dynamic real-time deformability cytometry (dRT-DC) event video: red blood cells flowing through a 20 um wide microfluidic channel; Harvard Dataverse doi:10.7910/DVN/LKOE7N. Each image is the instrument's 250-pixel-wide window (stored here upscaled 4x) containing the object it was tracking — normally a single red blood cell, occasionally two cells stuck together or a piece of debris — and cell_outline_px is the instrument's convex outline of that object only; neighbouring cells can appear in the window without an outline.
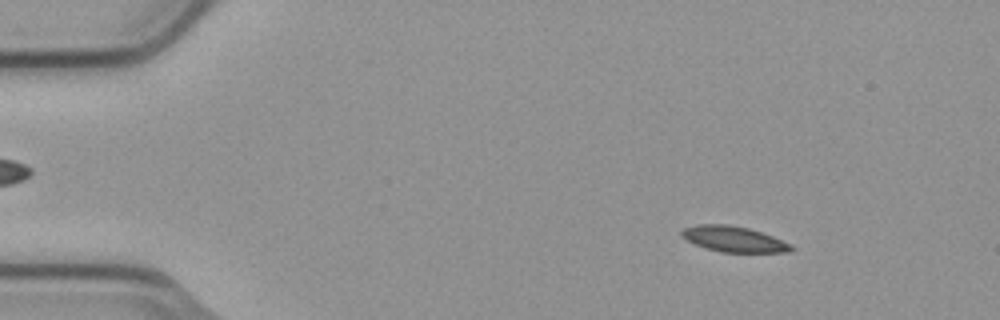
{"species": "common noctule bat (a hibernating species)", "species_latin": "Nyctalus noctula", "temperature_condition": "cold", "stored_images_in_passage": 1, "camera_frame_rate_fps": 3000, "um_per_image_px": 0.085, "animal": {"sex": "male", "body_mass_g": 23.1, "forearm_length_mm": 52.7}, "frame": {"image": 1, "passage_image": 1, "time_ms": 0.0, "image_size_px": [1000, 320], "cell_outline_px": [[796, 248], [788, 252], [720, 252], [704, 248], [688, 240], [680, 232], [684, 228], [696, 224], [728, 224], [748, 228], [772, 236], [792, 244]], "centroid_in_image_um": [62.39, 20.32], "position_along_channel_um": 22.6, "area_um2": 16.3}}